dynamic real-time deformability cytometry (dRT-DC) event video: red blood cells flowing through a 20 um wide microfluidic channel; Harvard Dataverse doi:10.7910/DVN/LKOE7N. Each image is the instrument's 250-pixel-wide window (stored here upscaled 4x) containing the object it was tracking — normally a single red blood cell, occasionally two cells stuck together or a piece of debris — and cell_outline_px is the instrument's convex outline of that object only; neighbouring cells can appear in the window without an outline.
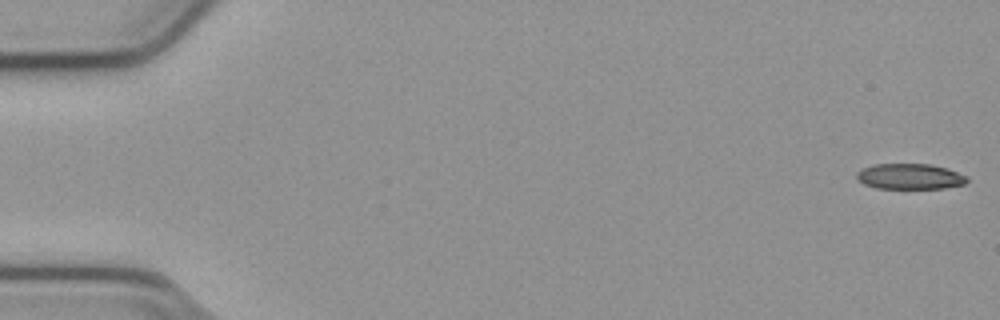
{"species": "common noctule bat (a hibernating species)", "species_latin": "Nyctalus noctula", "temperature_condition": "cold", "stored_images_in_passage": 13, "camera_frame_rate_fps": 3000, "um_per_image_px": 0.085, "animal": {"sex": "male", "body_mass_g": 23.1, "forearm_length_mm": 52.7}, "frame": {"image": 1, "passage_image": 1, "time_ms": 0.0, "image_size_px": [1000, 320], "cell_outline_px": [[968, 180], [964, 184], [944, 188], [876, 188], [864, 184], [856, 180], [856, 172], [872, 164], [928, 164], [948, 168], [968, 176]], "centroid_in_image_um": [77.33, 14.99], "position_along_channel_um": 7.7, "area_um2": 16.53}}